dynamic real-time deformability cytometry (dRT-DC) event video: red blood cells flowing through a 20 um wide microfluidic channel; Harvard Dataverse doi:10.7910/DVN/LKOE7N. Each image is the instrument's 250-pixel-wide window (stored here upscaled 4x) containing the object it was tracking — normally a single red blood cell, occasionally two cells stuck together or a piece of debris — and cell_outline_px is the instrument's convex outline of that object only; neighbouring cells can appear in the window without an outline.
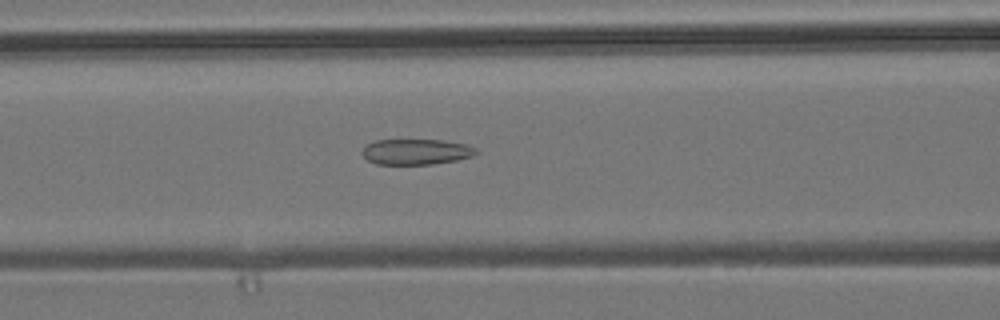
{"species": "common noctule bat (a hibernating species)", "species_latin": "Nyctalus noctula", "temperature_condition": "room temperature", "stored_images_in_passage": 41, "camera_frame_rate_fps": 3000, "um_per_image_px": 0.085, "animal": {"sex": "male", "body_mass_g": 19.2, "forearm_length_mm": 51.8}, "frame": {"image": 1, "passage_image": 10, "time_ms": 3.0, "image_size_px": [1000, 320], "cell_outline_px": [[480, 152], [472, 156], [456, 160], [432, 164], [376, 164], [368, 160], [360, 152], [368, 144], [376, 140], [444, 140], [468, 144], [476, 148]], "centroid_in_image_um": [35.41, 12.89], "position_along_channel_um": 131.2, "area_um2": 17.05}}
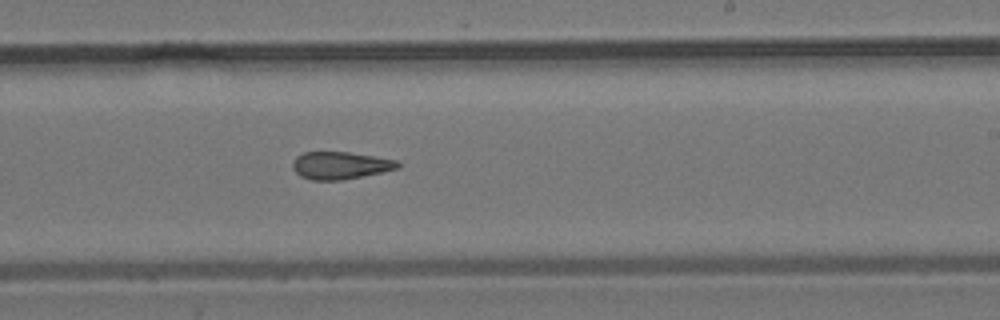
{"frame": {"image": 2, "passage_image": 20, "time_ms": 6.333, "image_size_px": [1000, 320], "cell_outline_px": [[400, 168], [340, 180], [312, 180], [300, 176], [292, 168], [292, 160], [296, 156], [304, 152], [348, 152], [400, 160]], "centroid_in_image_um": [28.91, 14.05], "position_along_channel_um": 260.1, "area_um2": 16.82}}
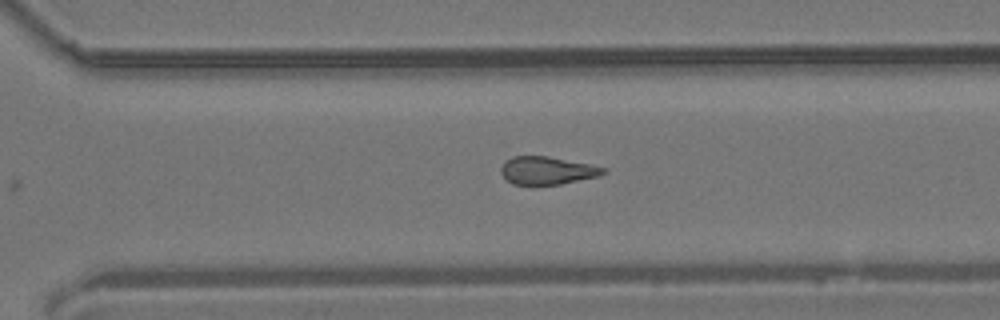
{"frame": {"image": 3, "passage_image": 25, "time_ms": 8.0, "image_size_px": [1000, 320], "cell_outline_px": [[608, 172], [600, 176], [560, 184], [512, 184], [500, 172], [500, 168], [504, 160], [512, 156], [548, 156], [608, 168]], "centroid_in_image_um": [46.52, 14.48], "position_along_channel_um": 324.1, "area_um2": 16.65}, "authors_computed_cell_mechanics": {"area_um2": 16.9354, "velocity_mm_per_s": 3.866, "shape_relaxation_time_tau1_ms": null, "shape_relaxation_time_tau2_ms": 3.9235, "deformation_change_tau1": null, "deformation_change_tau2": 0.1313}}